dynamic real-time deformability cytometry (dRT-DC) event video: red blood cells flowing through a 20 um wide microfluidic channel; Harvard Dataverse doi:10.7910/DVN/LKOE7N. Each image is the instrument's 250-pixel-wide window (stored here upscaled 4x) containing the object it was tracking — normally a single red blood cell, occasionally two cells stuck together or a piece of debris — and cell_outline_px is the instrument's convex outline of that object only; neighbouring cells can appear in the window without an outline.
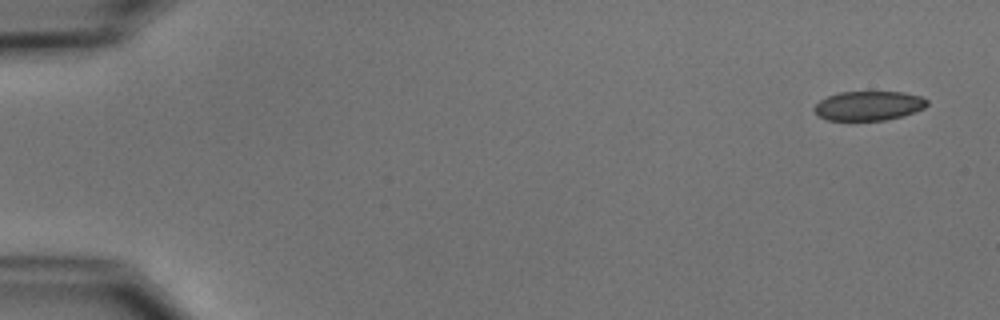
{"species": "common noctule bat (a hibernating species)", "species_latin": "Nyctalus noctula", "temperature_condition": "cold", "stored_images_in_passage": 5, "camera_frame_rate_fps": 3000, "um_per_image_px": 0.085, "animal": {"sex": "male", "body_mass_g": 15.6}, "frame": {"image": 1, "passage_image": 1, "time_ms": 0.0, "image_size_px": [1000, 320], "cell_outline_px": [[928, 104], [924, 108], [904, 116], [884, 120], [828, 120], [820, 116], [812, 108], [820, 100], [828, 96], [840, 92], [904, 92], [920, 96], [928, 100]], "centroid_in_image_um": [73.86, 8.99], "position_along_channel_um": 11.1, "area_um2": 19.25}}
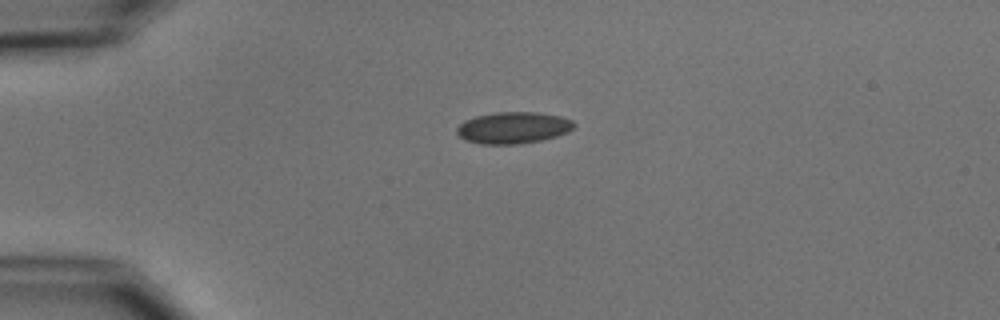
{"frame": {"image": 2, "passage_image": 4, "time_ms": 3.667, "image_size_px": [1000, 320], "cell_outline_px": [[576, 124], [568, 132], [556, 136], [540, 140], [520, 144], [480, 144], [464, 140], [456, 132], [456, 128], [464, 120], [476, 116], [496, 112], [536, 112], [560, 116], [572, 120]], "centroid_in_image_um": [43.6, 10.86], "position_along_channel_um": 41.4, "area_um2": 21.62}}